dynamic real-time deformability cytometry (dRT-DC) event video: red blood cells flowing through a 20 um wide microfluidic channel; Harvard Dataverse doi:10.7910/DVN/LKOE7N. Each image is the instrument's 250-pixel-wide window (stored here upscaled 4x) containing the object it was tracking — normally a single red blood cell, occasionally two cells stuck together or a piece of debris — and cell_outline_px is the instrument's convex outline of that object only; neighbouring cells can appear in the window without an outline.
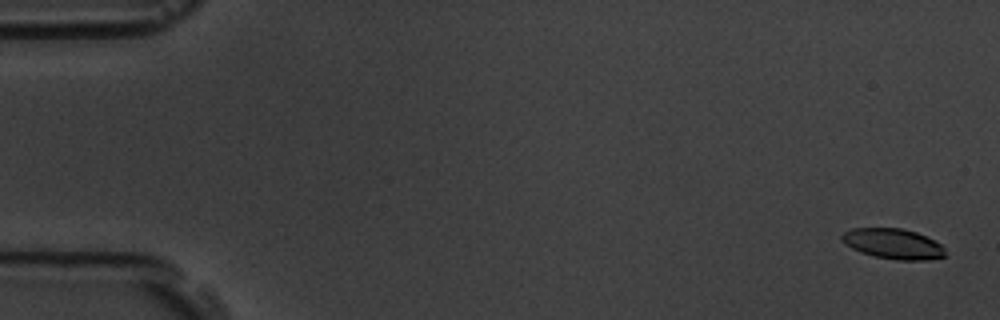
{"species": "common noctule bat (a hibernating species)", "species_latin": "Nyctalus noctula", "temperature_condition": "room temperature", "stored_images_in_passage": 7, "camera_frame_rate_fps": 3000, "um_per_image_px": 0.085, "animal": {"sex": "male", "body_mass_g": 19.5, "forearm_length_mm": 54.6}, "frame": {"image": 1, "passage_image": 1, "time_ms": 0.0, "image_size_px": [1000, 320], "cell_outline_px": [[944, 256], [928, 260], [896, 260], [876, 256], [860, 252], [844, 244], [840, 240], [840, 236], [844, 232], [852, 228], [900, 228], [916, 232], [940, 244], [944, 248]], "centroid_in_image_um": [75.86, 20.72], "position_along_channel_um": 9.1, "area_um2": 18.15}}
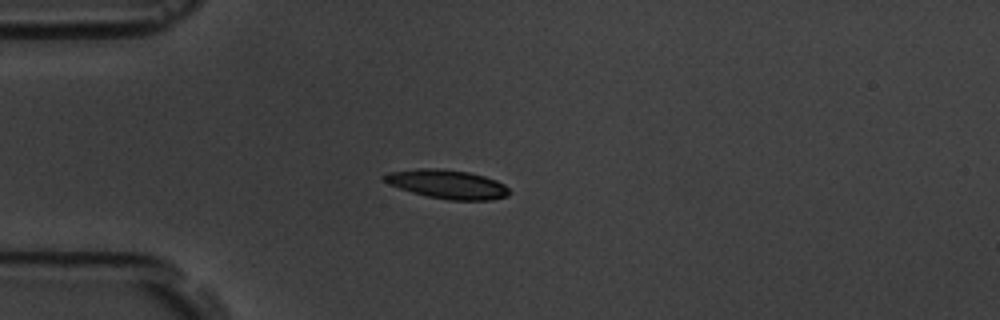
{"frame": {"image": 2, "passage_image": 5, "time_ms": 4.667, "image_size_px": [1000, 320], "cell_outline_px": [[512, 192], [508, 196], [492, 200], [448, 200], [428, 196], [412, 192], [388, 184], [384, 180], [384, 176], [388, 172], [420, 168], [440, 168], [468, 172], [484, 176], [496, 180], [504, 184]], "centroid_in_image_um": [38.06, 15.66], "position_along_channel_um": 46.9, "area_um2": 21.04}}
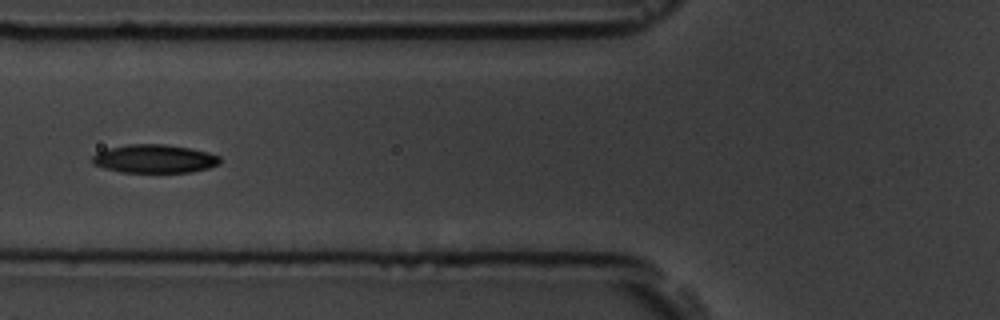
{"frame": {"image": 3, "passage_image": 7, "time_ms": 7.0, "image_size_px": [1000, 320], "cell_outline_px": [[220, 164], [208, 168], [192, 172], [120, 172], [104, 168], [92, 164], [92, 156], [96, 152], [108, 148], [128, 144], [164, 144], [188, 148], [208, 152], [220, 156]], "centroid_in_image_um": [13.11, 13.5], "position_along_channel_um": 112.7, "area_um2": 21.21}}